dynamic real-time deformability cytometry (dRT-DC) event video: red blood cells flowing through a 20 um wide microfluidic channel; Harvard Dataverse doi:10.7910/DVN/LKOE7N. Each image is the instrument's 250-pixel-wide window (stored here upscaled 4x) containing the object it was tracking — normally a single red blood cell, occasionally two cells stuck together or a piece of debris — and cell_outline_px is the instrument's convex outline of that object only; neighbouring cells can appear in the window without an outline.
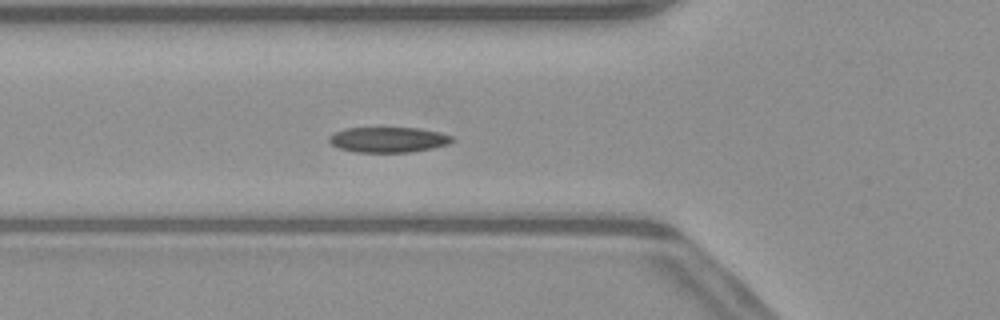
{"species": "common noctule bat (a hibernating species)", "species_latin": "Nyctalus noctula", "temperature_condition": "warm", "stored_images_in_passage": 52, "camera_frame_rate_fps": 3000, "um_per_image_px": 0.085, "animal": {"sex": "male", "body_mass_g": 23.1, "forearm_length_mm": 52.7}, "frame": {"image": 1, "passage_image": 19, "time_ms": 6.0, "image_size_px": [1000, 320], "cell_outline_px": [[456, 140], [448, 144], [432, 148], [412, 152], [356, 152], [340, 148], [332, 144], [328, 140], [328, 136], [344, 128], [420, 128], [440, 132], [452, 136]], "centroid_in_image_um": [33.03, 11.87], "position_along_channel_um": 92.8, "area_um2": 18.21}}
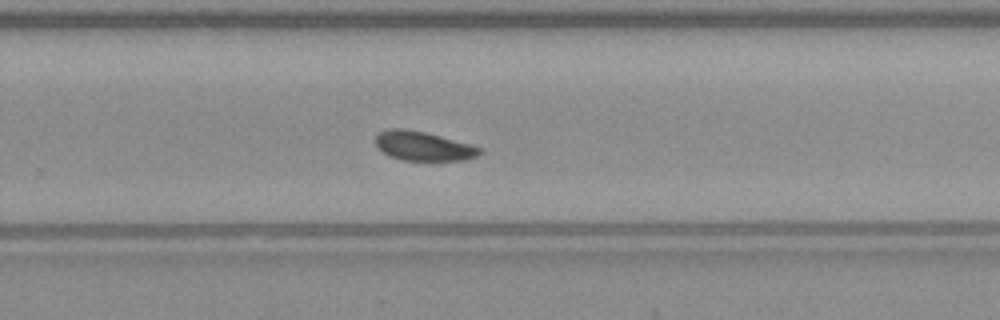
{"frame": {"image": 2, "passage_image": 34, "time_ms": 11.0, "image_size_px": [1000, 320], "cell_outline_px": [[484, 152], [468, 160], [404, 160], [388, 156], [376, 148], [376, 136], [380, 132], [388, 128], [404, 128], [424, 132], [472, 144], [480, 148]], "centroid_in_image_um": [35.97, 12.42], "position_along_channel_um": 293.8, "area_um2": 17.86}}
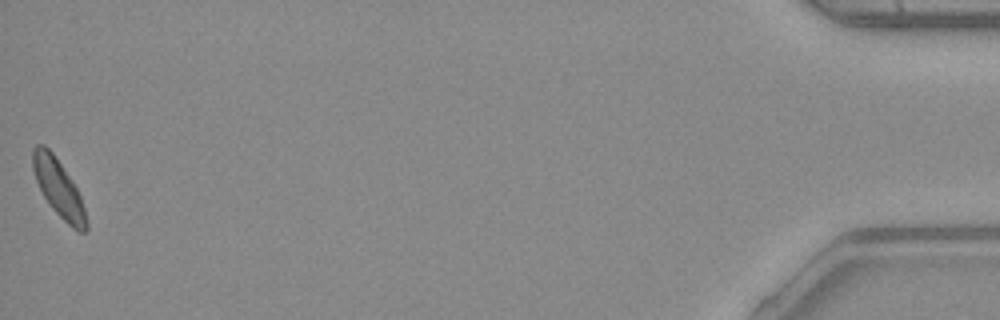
{"frame": {"image": 3, "passage_image": 52, "time_ms": 17.0, "image_size_px": [1000, 320], "cell_outline_px": [[88, 228], [84, 232], [80, 232], [72, 228], [52, 208], [44, 196], [36, 180], [32, 168], [32, 148], [36, 144], [44, 144], [52, 152], [72, 180], [80, 196], [84, 208], [88, 224]], "centroid_in_image_um": [4.97, 15.97], "position_along_channel_um": 430.2, "area_um2": 17.69}, "authors_computed_cell_mechanics": {"area_um2": 18.0625, "velocity_mm_per_s": 4.0164, "shape_relaxation_time_tau1_ms": 3.7494, "shape_relaxation_time_tau2_ms": null, "deformation_change_tau1": 0.1026, "deformation_change_tau2": null}}